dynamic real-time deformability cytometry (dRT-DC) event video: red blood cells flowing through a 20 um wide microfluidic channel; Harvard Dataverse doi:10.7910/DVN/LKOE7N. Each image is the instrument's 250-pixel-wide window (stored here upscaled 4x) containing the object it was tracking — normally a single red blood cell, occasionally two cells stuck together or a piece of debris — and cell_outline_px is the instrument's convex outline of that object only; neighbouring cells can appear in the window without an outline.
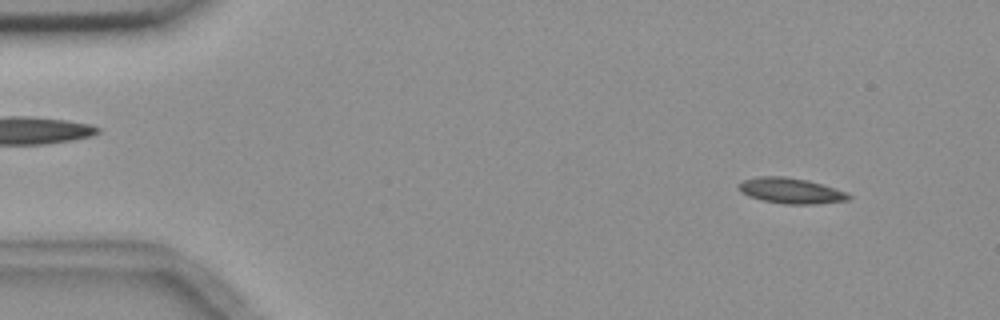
{"species": "common noctule bat (a hibernating species)", "species_latin": "Nyctalus noctula", "temperature_condition": "room temperature", "stored_images_in_passage": 3, "camera_frame_rate_fps": 3000, "um_per_image_px": 0.085, "animal": {"sex": "female", "body_mass_g": 18.4}, "frame": {"image": 1, "passage_image": 1, "time_ms": 0.0, "image_size_px": [1000, 320], "cell_outline_px": [[852, 196], [848, 200], [812, 204], [784, 204], [764, 200], [748, 196], [740, 192], [740, 184], [744, 180], [760, 176], [784, 176], [808, 180], [848, 192]], "centroid_in_image_um": [67.25, 16.21], "position_along_channel_um": 17.7, "area_um2": 16.24}}
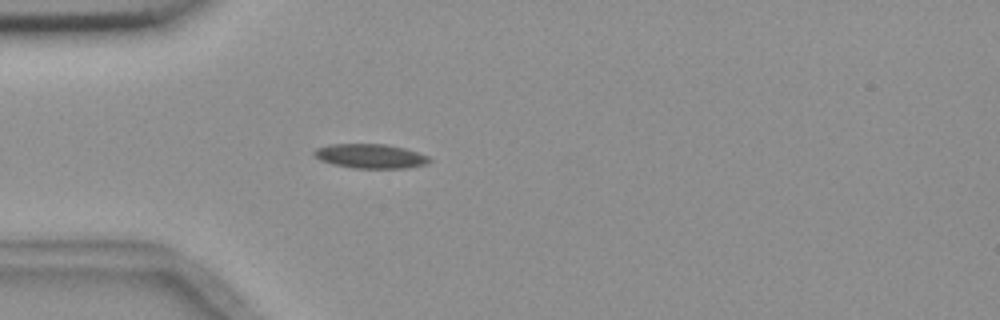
{"frame": {"image": 2, "passage_image": 3, "time_ms": 3.333, "image_size_px": [1000, 320], "cell_outline_px": [[432, 160], [428, 164], [404, 168], [352, 168], [332, 164], [320, 160], [312, 156], [312, 152], [316, 148], [328, 144], [384, 144], [404, 148], [428, 156]], "centroid_in_image_um": [31.44, 13.27], "position_along_channel_um": 53.6, "area_um2": 16.47}}